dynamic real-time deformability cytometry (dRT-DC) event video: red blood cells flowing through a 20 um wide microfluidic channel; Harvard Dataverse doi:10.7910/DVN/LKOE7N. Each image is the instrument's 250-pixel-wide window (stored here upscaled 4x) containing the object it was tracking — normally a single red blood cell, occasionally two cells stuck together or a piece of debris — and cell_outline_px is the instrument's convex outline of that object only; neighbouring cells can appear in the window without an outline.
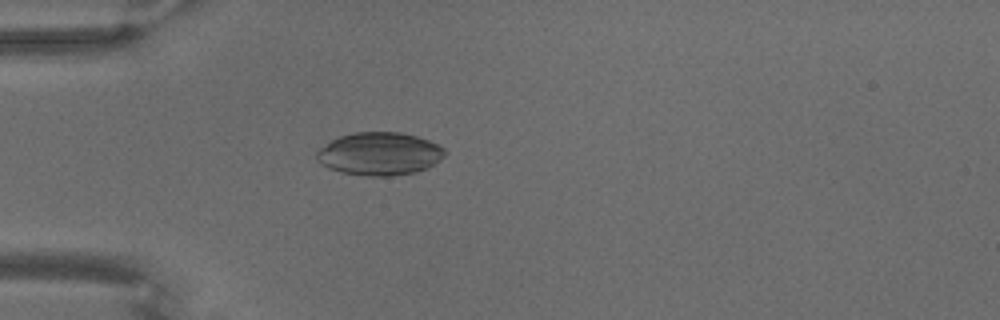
{"species": "common noctule bat (a hibernating species)", "species_latin": "Nyctalus noctula", "temperature_condition": "warm", "stored_images_in_passage": 26, "camera_frame_rate_fps": 3000, "um_per_image_px": 0.085, "animal": {"sex": "male", "body_mass_g": 18.8}, "frame": {"image": 1, "passage_image": 3, "time_ms": 0.667, "image_size_px": [1000, 320], "cell_outline_px": [[448, 152], [440, 160], [428, 168], [416, 172], [392, 176], [368, 176], [340, 172], [328, 168], [320, 164], [316, 160], [316, 152], [320, 148], [332, 140], [340, 136], [352, 132], [400, 132], [416, 136], [428, 140], [444, 148]], "centroid_in_image_um": [32.26, 13.08], "position_along_channel_um": 52.7, "area_um2": 32.25}}
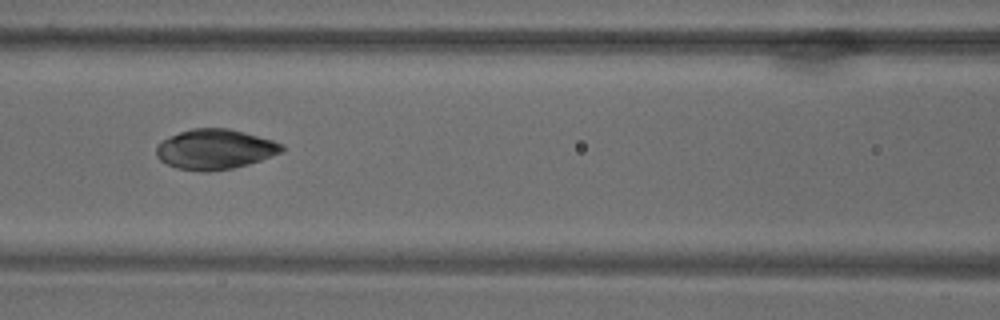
{"frame": {"image": 2, "passage_image": 14, "time_ms": 4.333, "image_size_px": [1000, 320], "cell_outline_px": [[284, 152], [248, 164], [232, 168], [208, 172], [200, 172], [176, 168], [160, 160], [156, 156], [156, 148], [160, 140], [180, 132], [192, 128], [228, 128], [244, 132], [272, 140], [284, 144]], "centroid_in_image_um": [18.26, 12.69], "position_along_channel_um": 148.3, "area_um2": 29.48}}
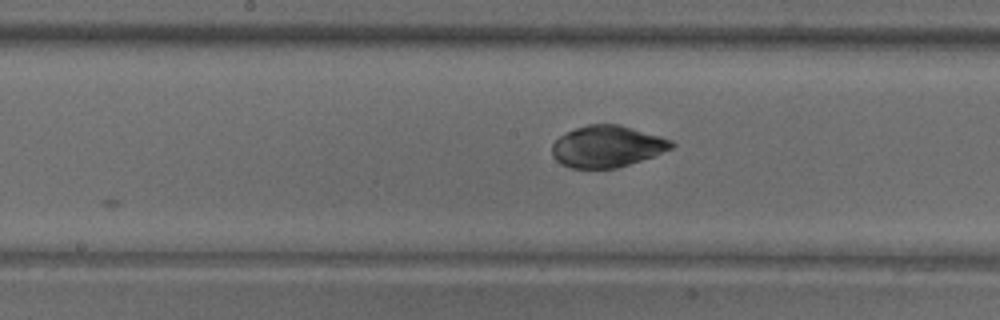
{"frame": {"image": 3, "passage_image": 19, "time_ms": 6.0, "image_size_px": [1000, 320], "cell_outline_px": [[676, 144], [672, 148], [656, 156], [616, 168], [572, 168], [560, 164], [552, 156], [552, 144], [560, 136], [576, 128], [588, 124], [620, 124], [660, 136], [672, 140]], "centroid_in_image_um": [51.62, 12.45], "position_along_channel_um": 196.6, "area_um2": 29.07}}